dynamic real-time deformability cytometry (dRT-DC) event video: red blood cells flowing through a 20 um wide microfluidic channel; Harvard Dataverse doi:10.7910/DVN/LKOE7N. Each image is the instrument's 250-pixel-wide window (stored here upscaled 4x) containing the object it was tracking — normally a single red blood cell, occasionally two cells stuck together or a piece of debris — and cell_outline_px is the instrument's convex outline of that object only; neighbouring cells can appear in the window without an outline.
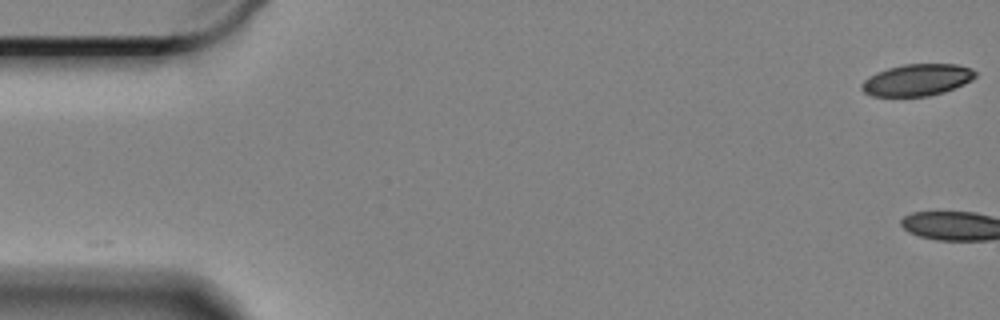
{"species": "Egyptian fruit bat (a non-hibernating species)", "species_latin": "Rousettus aegyptiacus", "temperature_condition": "cold", "stored_images_in_passage": 9, "camera_frame_rate_fps": 3000, "um_per_image_px": 0.085, "animal": {"sex": "female"}, "frame": {"image": 1, "passage_image": 1, "time_ms": 0.0, "image_size_px": [1000, 320], "cell_outline_px": [[976, 76], [972, 80], [964, 84], [944, 92], [928, 96], [872, 96], [864, 92], [860, 88], [860, 84], [868, 76], [876, 72], [888, 68], [904, 64], [956, 64], [972, 68], [976, 72]], "centroid_in_image_um": [77.94, 6.79], "position_along_channel_um": 7.1, "area_um2": 21.15}}